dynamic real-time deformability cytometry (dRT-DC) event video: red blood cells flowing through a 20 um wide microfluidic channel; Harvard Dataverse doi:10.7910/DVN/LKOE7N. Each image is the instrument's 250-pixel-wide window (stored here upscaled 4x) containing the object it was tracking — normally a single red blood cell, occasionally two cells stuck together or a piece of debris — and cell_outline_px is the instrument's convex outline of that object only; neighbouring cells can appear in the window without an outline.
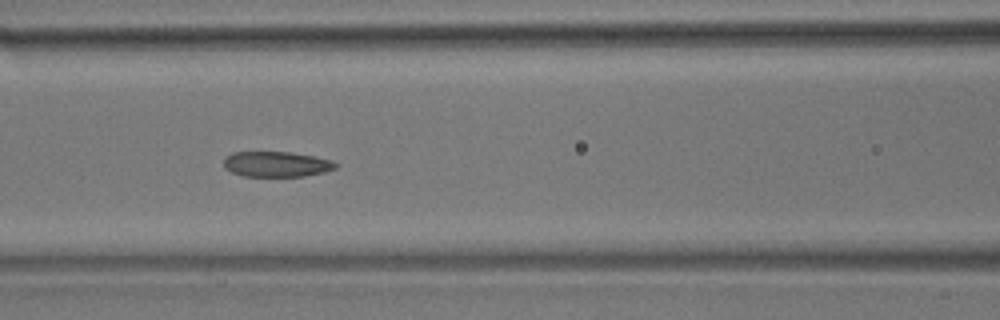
{"species": "common noctule bat (a hibernating species)", "species_latin": "Nyctalus noctula", "temperature_condition": "room temperature", "stored_images_in_passage": 11, "camera_frame_rate_fps": 3000, "um_per_image_px": 0.085, "animal": {"sex": "male", "body_mass_g": 17.9}, "frame": {"image": 1, "passage_image": 7, "time_ms": 7.0, "image_size_px": [1000, 320], "cell_outline_px": [[340, 164], [336, 168], [324, 172], [304, 176], [244, 176], [232, 172], [224, 168], [224, 156], [232, 152], [292, 152], [316, 156], [332, 160]], "centroid_in_image_um": [23.52, 13.94], "position_along_channel_um": 143.1, "area_um2": 16.76}}
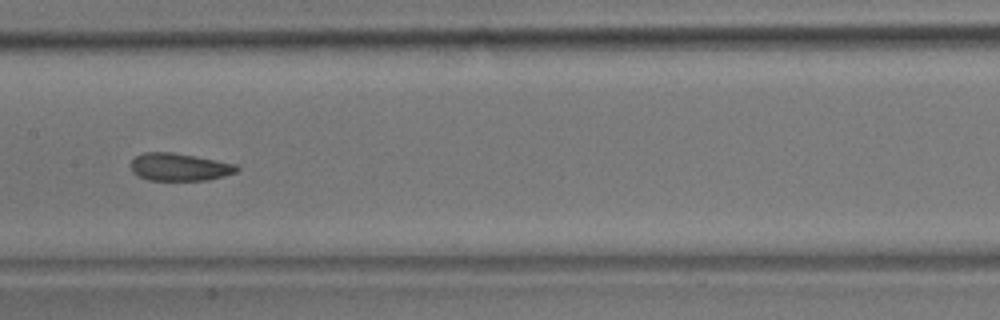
{"frame": {"image": 2, "passage_image": 8, "time_ms": 8.333, "image_size_px": [1000, 320], "cell_outline_px": [[240, 168], [236, 172], [224, 176], [208, 180], [148, 180], [132, 172], [132, 160], [136, 156], [144, 152], [172, 152], [236, 164]], "centroid_in_image_um": [15.26, 14.2], "position_along_channel_um": 192.1, "area_um2": 16.88}}
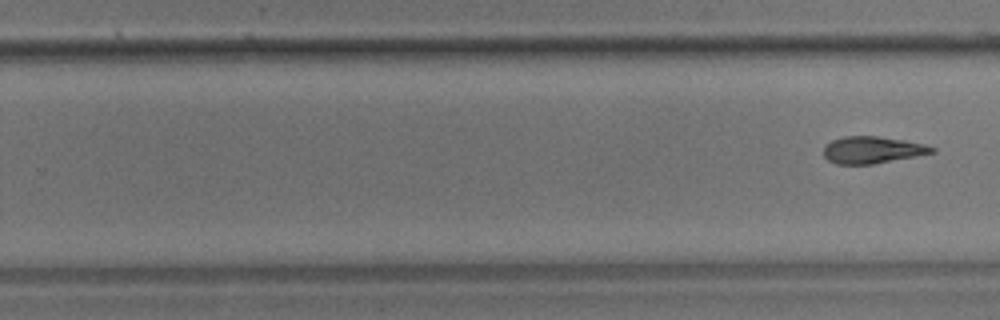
{"frame": {"image": 3, "passage_image": 11, "time_ms": 12.667, "image_size_px": [1000, 320], "cell_outline_px": [[936, 152], [916, 156], [872, 164], [836, 164], [828, 160], [824, 156], [824, 144], [832, 140], [844, 136], [876, 136], [904, 140], [924, 144], [936, 148]], "centroid_in_image_um": [74.13, 12.74], "position_along_channel_um": 255.7, "area_um2": 16.99}}